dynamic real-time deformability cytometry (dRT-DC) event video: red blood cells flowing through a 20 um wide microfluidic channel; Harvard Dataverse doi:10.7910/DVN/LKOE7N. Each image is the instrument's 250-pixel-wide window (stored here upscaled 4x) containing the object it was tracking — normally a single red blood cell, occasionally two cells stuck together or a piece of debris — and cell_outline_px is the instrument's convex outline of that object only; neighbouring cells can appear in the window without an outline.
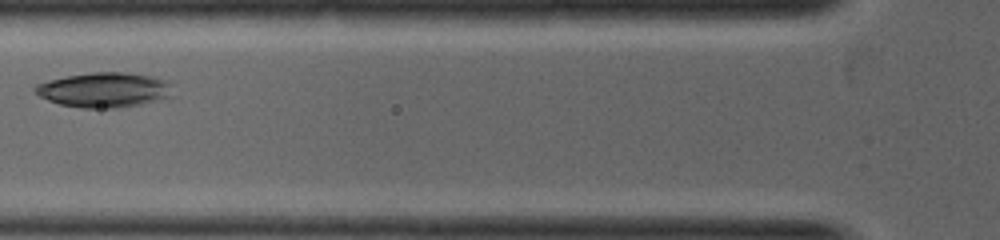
{"species": "common noctule bat (a hibernating species)", "species_latin": "Nyctalus noctula", "temperature_condition": "warm", "stored_images_in_passage": 2, "camera_frame_rate_fps": 5000, "um_per_image_px": 0.085, "animal": {"sex": "female", "body_mass_g": 19.0, "forearm_length_mm": 53.3}, "frame": {"image": 1, "passage_image": 2, "time_ms": 0.6, "image_size_px": [1000, 240], "cell_outline_px": [[172, 96], [140, 104], [116, 108], [80, 108], [60, 104], [48, 100], [32, 92], [32, 88], [36, 84], [48, 80], [64, 76], [92, 72], [128, 72], [152, 76], [172, 80]], "centroid_in_image_um": [8.86, 7.62], "position_along_channel_um": 116.9, "area_um2": 28.44}}